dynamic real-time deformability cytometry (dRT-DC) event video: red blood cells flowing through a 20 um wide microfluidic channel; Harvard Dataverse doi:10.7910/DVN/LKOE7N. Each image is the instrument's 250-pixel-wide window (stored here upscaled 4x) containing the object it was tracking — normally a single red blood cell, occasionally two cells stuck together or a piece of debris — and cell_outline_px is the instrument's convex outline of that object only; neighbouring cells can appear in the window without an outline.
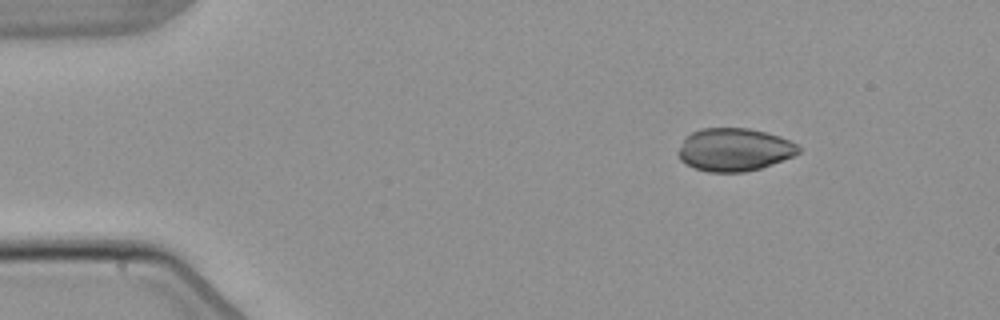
{"species": "common noctule bat (a hibernating species)", "species_latin": "Nyctalus noctula", "temperature_condition": "warm", "stored_images_in_passage": 4, "camera_frame_rate_fps": 3000, "um_per_image_px": 0.085, "animal": {"sex": "male", "body_mass_g": 21.5, "forearm_length_mm": 52.0}, "frame": {"image": 1, "passage_image": 2, "time_ms": 2.333, "image_size_px": [1000, 320], "cell_outline_px": [[800, 152], [792, 156], [772, 164], [760, 168], [744, 172], [708, 172], [696, 168], [680, 160], [676, 152], [684, 136], [700, 128], [748, 128], [780, 136], [796, 144], [800, 148]], "centroid_in_image_um": [62.36, 12.71], "position_along_channel_um": 22.6, "area_um2": 30.11}}